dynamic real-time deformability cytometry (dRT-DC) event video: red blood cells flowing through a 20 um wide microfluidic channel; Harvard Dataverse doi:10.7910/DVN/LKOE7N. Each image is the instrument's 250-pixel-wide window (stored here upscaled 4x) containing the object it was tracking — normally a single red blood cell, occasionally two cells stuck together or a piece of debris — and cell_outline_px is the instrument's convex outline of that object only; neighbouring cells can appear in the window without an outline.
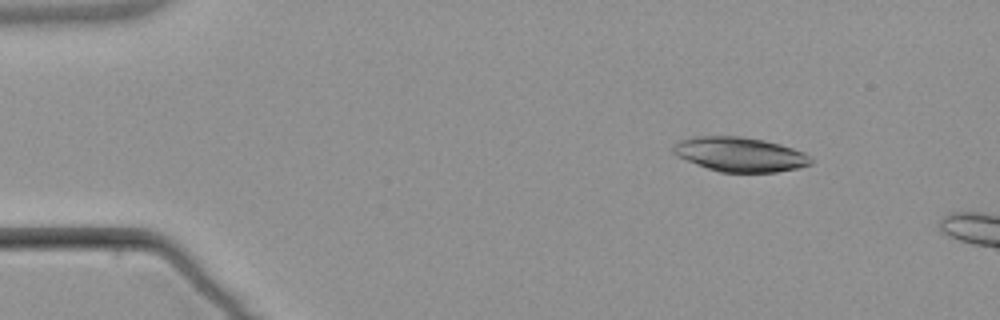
{"species": "common noctule bat (a hibernating species)", "species_latin": "Nyctalus noctula", "temperature_condition": "warm", "stored_images_in_passage": 4, "camera_frame_rate_fps": 3000, "um_per_image_px": 0.085, "animal": {"sex": "male", "body_mass_g": 21.5, "forearm_length_mm": 52.0}, "frame": {"image": 1, "passage_image": 2, "time_ms": 1.0, "image_size_px": [1000, 320], "cell_outline_px": [[812, 164], [800, 168], [776, 172], [720, 172], [696, 164], [676, 156], [672, 152], [672, 148], [680, 140], [692, 136], [740, 136], [764, 140], [780, 144], [804, 152], [812, 160]], "centroid_in_image_um": [62.89, 13.12], "position_along_channel_um": 22.1, "area_um2": 27.69}}